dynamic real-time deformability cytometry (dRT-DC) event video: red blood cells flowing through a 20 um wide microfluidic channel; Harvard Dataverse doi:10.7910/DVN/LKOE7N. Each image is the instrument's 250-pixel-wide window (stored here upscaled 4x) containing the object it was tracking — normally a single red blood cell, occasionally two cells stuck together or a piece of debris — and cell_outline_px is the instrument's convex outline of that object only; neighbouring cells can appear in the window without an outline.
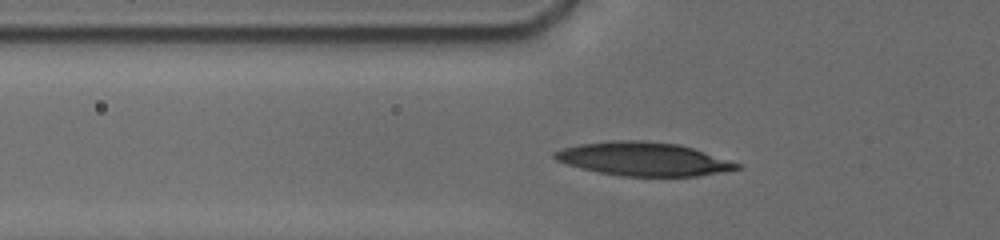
{"species": "human", "species_latin": "Homo sapiens", "temperature_condition": "cold", "stored_images_in_passage": 10, "camera_frame_rate_fps": 3000, "um_per_image_px": 0.085, "donor": {"sex": "male"}, "frame": {"image": 1, "passage_image": 9, "time_ms": 4.333, "image_size_px": [1000, 240], "cell_outline_px": [[744, 168], [724, 172], [696, 176], [624, 176], [600, 172], [580, 168], [556, 160], [552, 156], [552, 152], [564, 148], [580, 144], [612, 140], [640, 140], [680, 144], [744, 164]], "centroid_in_image_um": [54.76, 13.51], "position_along_channel_um": 71.0, "area_um2": 35.78}}